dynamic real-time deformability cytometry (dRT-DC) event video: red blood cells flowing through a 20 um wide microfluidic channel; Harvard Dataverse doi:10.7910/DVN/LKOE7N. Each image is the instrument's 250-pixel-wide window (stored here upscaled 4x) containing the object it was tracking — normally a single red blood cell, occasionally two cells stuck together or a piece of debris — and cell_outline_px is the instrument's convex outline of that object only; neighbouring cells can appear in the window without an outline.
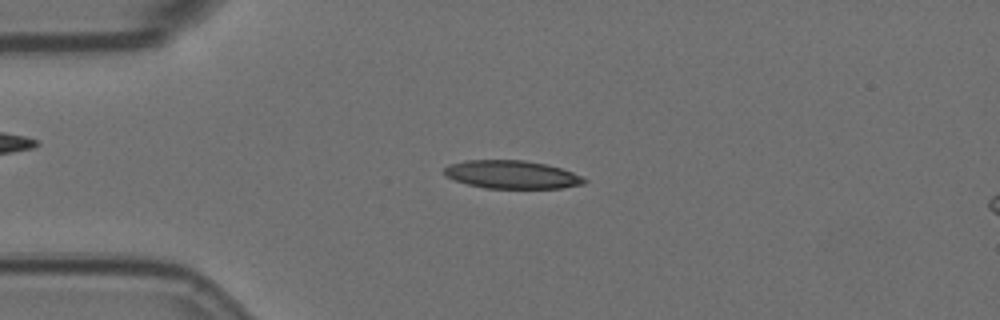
{"species": "Egyptian fruit bat (a non-hibernating species)", "species_latin": "Rousettus aegyptiacus", "temperature_condition": "room temperature", "stored_images_in_passage": 54, "camera_frame_rate_fps": 3000, "um_per_image_px": 0.085, "animal": {"sex": "female"}, "frame": {"image": 1, "passage_image": 11, "time_ms": 3.333, "image_size_px": [1000, 320], "cell_outline_px": [[588, 180], [584, 184], [560, 188], [484, 188], [468, 184], [444, 176], [444, 168], [448, 164], [464, 160], [524, 160], [548, 164], [572, 172]], "centroid_in_image_um": [43.48, 14.83], "position_along_channel_um": 41.5, "area_um2": 23.0}}
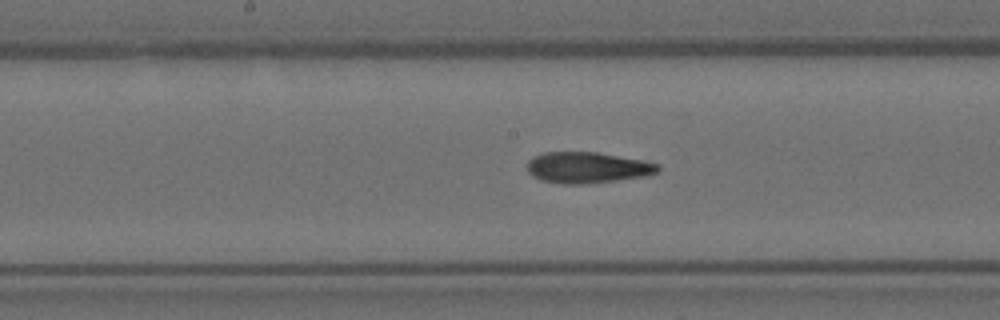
{"frame": {"image": 2, "passage_image": 26, "time_ms": 8.333, "image_size_px": [1000, 320], "cell_outline_px": [[660, 168], [656, 172], [648, 176], [616, 180], [580, 184], [564, 184], [540, 180], [532, 176], [528, 172], [528, 160], [532, 156], [544, 152], [596, 152], [640, 160], [660, 164]], "centroid_in_image_um": [49.89, 14.24], "position_along_channel_um": 198.3, "area_um2": 23.58}}
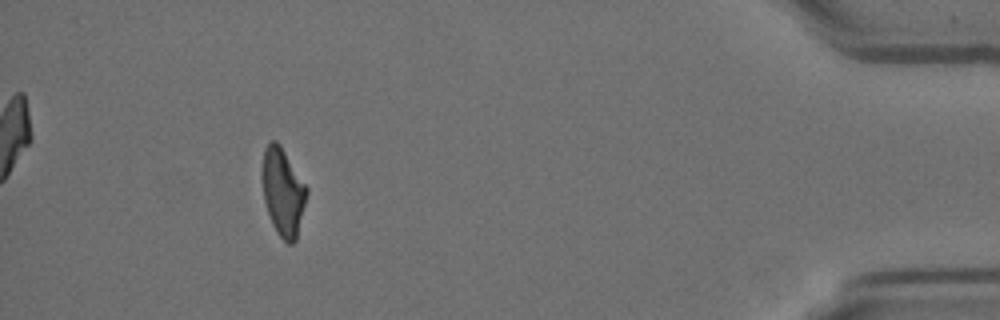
{"frame": {"image": 3, "passage_image": 49, "time_ms": 16.0, "image_size_px": [1000, 320], "cell_outline_px": [[308, 192], [296, 240], [292, 244], [288, 244], [276, 232], [272, 224], [264, 200], [264, 148], [272, 140], [276, 140], [280, 144], [308, 188]], "centroid_in_image_um": [24.09, 16.34], "position_along_channel_um": 411.1, "area_um2": 22.2}, "authors_computed_cell_mechanics": {"area_um2": 23.2356, "velocity_mm_per_s": 3.5798, "shape_relaxation_time_tau1_ms": 9.4259, "shape_relaxation_time_tau2_ms": 2.6385, "deformation_change_tau1": 0.2758, "deformation_change_tau2": 0.1107}}